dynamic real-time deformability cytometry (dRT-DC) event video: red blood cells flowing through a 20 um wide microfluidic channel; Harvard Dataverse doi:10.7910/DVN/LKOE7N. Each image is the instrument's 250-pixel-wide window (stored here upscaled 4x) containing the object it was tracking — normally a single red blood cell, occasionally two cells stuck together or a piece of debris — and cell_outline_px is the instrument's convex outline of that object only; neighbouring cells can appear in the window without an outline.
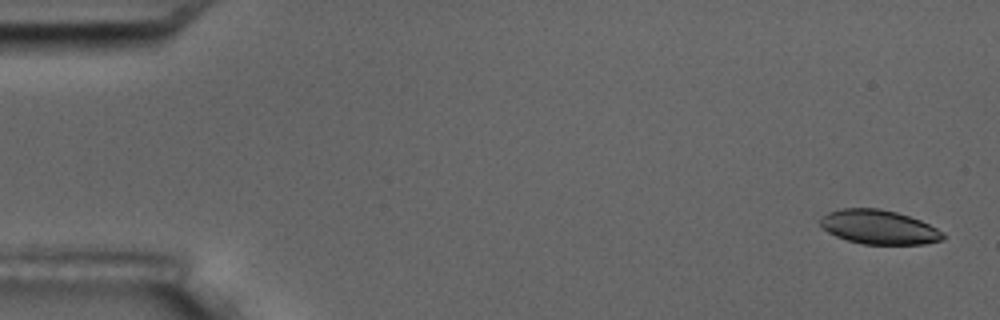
{"species": "common noctule bat (a hibernating species)", "species_latin": "Nyctalus noctula", "temperature_condition": "room temperature", "stored_images_in_passage": 5, "camera_frame_rate_fps": 3000, "um_per_image_px": 0.085, "animal": {"sex": "male", "body_mass_g": 17.5, "forearm_length_mm": 52.3}, "frame": {"image": 1, "passage_image": 1, "time_ms": 0.0, "image_size_px": [1000, 320], "cell_outline_px": [[944, 240], [924, 244], [864, 244], [848, 240], [836, 236], [828, 232], [820, 224], [820, 216], [828, 212], [840, 208], [880, 208], [896, 212], [920, 220], [944, 232]], "centroid_in_image_um": [74.7, 19.3], "position_along_channel_um": 10.3, "area_um2": 24.45}}
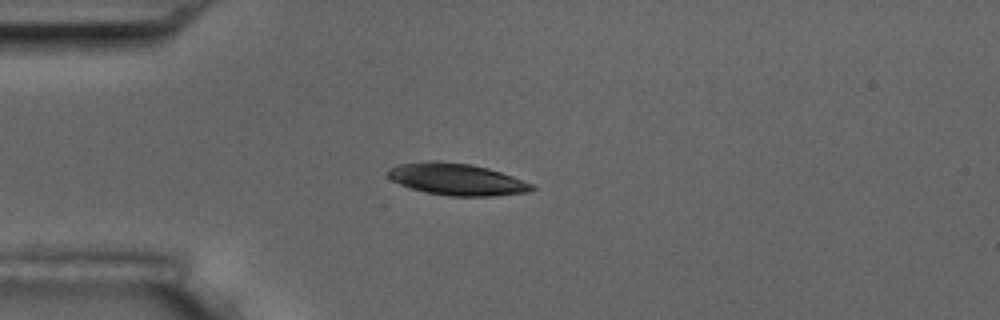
{"frame": {"image": 2, "passage_image": 4, "time_ms": 4.333, "image_size_px": [1000, 320], "cell_outline_px": [[536, 188], [528, 192], [492, 196], [448, 196], [428, 192], [412, 188], [400, 184], [392, 180], [388, 176], [388, 168], [400, 164], [428, 160], [436, 160], [472, 164], [488, 168], [512, 176], [532, 184]], "centroid_in_image_um": [38.82, 15.23], "position_along_channel_um": 46.2, "area_um2": 26.59}}